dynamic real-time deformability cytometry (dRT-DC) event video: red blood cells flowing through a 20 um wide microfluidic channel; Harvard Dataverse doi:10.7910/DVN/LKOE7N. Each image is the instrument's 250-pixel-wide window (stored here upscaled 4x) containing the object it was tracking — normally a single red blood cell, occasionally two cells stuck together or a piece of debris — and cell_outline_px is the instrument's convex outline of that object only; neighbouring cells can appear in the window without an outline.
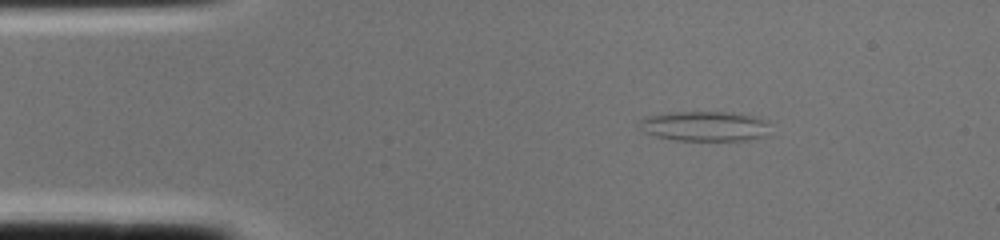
{"species": "common noctule bat (a hibernating species)", "species_latin": "Nyctalus noctula", "temperature_condition": "cold", "stored_images_in_passage": 1, "camera_frame_rate_fps": 3000, "um_per_image_px": 0.085, "animal": {"sex": "female", "body_mass_g": 22.0, "forearm_length_mm": 56.7}, "frame": {"image": 1, "passage_image": 1, "time_ms": 0.0, "image_size_px": [1000, 240], "cell_outline_px": [[772, 136], [744, 140], [676, 140], [656, 136], [640, 132], [640, 120], [644, 116], [668, 112], [724, 112], [752, 116], [764, 120], [768, 124]], "centroid_in_image_um": [59.89, 10.73], "position_along_channel_um": 25.1, "area_um2": 23.06}}